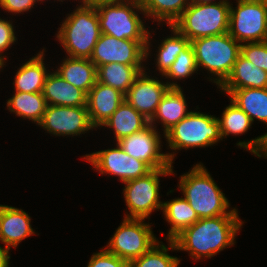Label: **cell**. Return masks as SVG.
Masks as SVG:
<instances>
[{
	"instance_id": "obj_15",
	"label": "cell",
	"mask_w": 267,
	"mask_h": 267,
	"mask_svg": "<svg viewBox=\"0 0 267 267\" xmlns=\"http://www.w3.org/2000/svg\"><path fill=\"white\" fill-rule=\"evenodd\" d=\"M149 124L143 130L122 138L117 143L130 156L142 160L151 169L173 168L167 153L162 152L161 134Z\"/></svg>"
},
{
	"instance_id": "obj_5",
	"label": "cell",
	"mask_w": 267,
	"mask_h": 267,
	"mask_svg": "<svg viewBox=\"0 0 267 267\" xmlns=\"http://www.w3.org/2000/svg\"><path fill=\"white\" fill-rule=\"evenodd\" d=\"M163 136L168 149L174 150L167 153L172 164L176 150L211 147L223 140L218 117L194 110Z\"/></svg>"
},
{
	"instance_id": "obj_23",
	"label": "cell",
	"mask_w": 267,
	"mask_h": 267,
	"mask_svg": "<svg viewBox=\"0 0 267 267\" xmlns=\"http://www.w3.org/2000/svg\"><path fill=\"white\" fill-rule=\"evenodd\" d=\"M149 120L124 101L109 119L101 126L111 129L116 143L124 137L143 130Z\"/></svg>"
},
{
	"instance_id": "obj_1",
	"label": "cell",
	"mask_w": 267,
	"mask_h": 267,
	"mask_svg": "<svg viewBox=\"0 0 267 267\" xmlns=\"http://www.w3.org/2000/svg\"><path fill=\"white\" fill-rule=\"evenodd\" d=\"M243 223L239 215L202 218L184 229L173 241L178 251L189 252L195 261L205 257L209 259L235 245V238Z\"/></svg>"
},
{
	"instance_id": "obj_20",
	"label": "cell",
	"mask_w": 267,
	"mask_h": 267,
	"mask_svg": "<svg viewBox=\"0 0 267 267\" xmlns=\"http://www.w3.org/2000/svg\"><path fill=\"white\" fill-rule=\"evenodd\" d=\"M182 88H169L149 121V124L155 128H157L155 124L161 121L164 135L191 112L188 111L186 96Z\"/></svg>"
},
{
	"instance_id": "obj_12",
	"label": "cell",
	"mask_w": 267,
	"mask_h": 267,
	"mask_svg": "<svg viewBox=\"0 0 267 267\" xmlns=\"http://www.w3.org/2000/svg\"><path fill=\"white\" fill-rule=\"evenodd\" d=\"M219 91L227 93L229 100L243 110L252 122L258 119L267 125V88L220 89ZM236 145L258 158H266L267 132L250 141H239Z\"/></svg>"
},
{
	"instance_id": "obj_39",
	"label": "cell",
	"mask_w": 267,
	"mask_h": 267,
	"mask_svg": "<svg viewBox=\"0 0 267 267\" xmlns=\"http://www.w3.org/2000/svg\"><path fill=\"white\" fill-rule=\"evenodd\" d=\"M85 3H93V2H96V1H99V0H83Z\"/></svg>"
},
{
	"instance_id": "obj_40",
	"label": "cell",
	"mask_w": 267,
	"mask_h": 267,
	"mask_svg": "<svg viewBox=\"0 0 267 267\" xmlns=\"http://www.w3.org/2000/svg\"><path fill=\"white\" fill-rule=\"evenodd\" d=\"M57 1H59V2H63V1H65V0H57ZM79 2H80L81 4L85 3L83 0H79Z\"/></svg>"
},
{
	"instance_id": "obj_4",
	"label": "cell",
	"mask_w": 267,
	"mask_h": 267,
	"mask_svg": "<svg viewBox=\"0 0 267 267\" xmlns=\"http://www.w3.org/2000/svg\"><path fill=\"white\" fill-rule=\"evenodd\" d=\"M93 4L98 13L101 34L116 39L148 41L150 30L146 29L138 14L145 16L140 0H99Z\"/></svg>"
},
{
	"instance_id": "obj_26",
	"label": "cell",
	"mask_w": 267,
	"mask_h": 267,
	"mask_svg": "<svg viewBox=\"0 0 267 267\" xmlns=\"http://www.w3.org/2000/svg\"><path fill=\"white\" fill-rule=\"evenodd\" d=\"M145 67L146 65L128 66L122 63L101 65L97 68V81L126 95L136 77L145 70Z\"/></svg>"
},
{
	"instance_id": "obj_13",
	"label": "cell",
	"mask_w": 267,
	"mask_h": 267,
	"mask_svg": "<svg viewBox=\"0 0 267 267\" xmlns=\"http://www.w3.org/2000/svg\"><path fill=\"white\" fill-rule=\"evenodd\" d=\"M117 147L99 150L85 154L83 159L87 160L94 170L102 175L109 174L117 176L121 182L145 176L152 169L142 160L128 155L118 143Z\"/></svg>"
},
{
	"instance_id": "obj_21",
	"label": "cell",
	"mask_w": 267,
	"mask_h": 267,
	"mask_svg": "<svg viewBox=\"0 0 267 267\" xmlns=\"http://www.w3.org/2000/svg\"><path fill=\"white\" fill-rule=\"evenodd\" d=\"M44 52L45 49L41 50L18 68L13 82L15 92L42 93L44 83L50 73L43 61L45 60Z\"/></svg>"
},
{
	"instance_id": "obj_28",
	"label": "cell",
	"mask_w": 267,
	"mask_h": 267,
	"mask_svg": "<svg viewBox=\"0 0 267 267\" xmlns=\"http://www.w3.org/2000/svg\"><path fill=\"white\" fill-rule=\"evenodd\" d=\"M145 16L158 22L172 25L190 5L191 0H140Z\"/></svg>"
},
{
	"instance_id": "obj_36",
	"label": "cell",
	"mask_w": 267,
	"mask_h": 267,
	"mask_svg": "<svg viewBox=\"0 0 267 267\" xmlns=\"http://www.w3.org/2000/svg\"><path fill=\"white\" fill-rule=\"evenodd\" d=\"M36 0H0V8L6 13L22 14L33 9Z\"/></svg>"
},
{
	"instance_id": "obj_11",
	"label": "cell",
	"mask_w": 267,
	"mask_h": 267,
	"mask_svg": "<svg viewBox=\"0 0 267 267\" xmlns=\"http://www.w3.org/2000/svg\"><path fill=\"white\" fill-rule=\"evenodd\" d=\"M151 33L148 41H135L116 39L115 37L101 34L90 60L98 68L109 63H122L128 66H144L143 62L151 55ZM151 45V46H150Z\"/></svg>"
},
{
	"instance_id": "obj_7",
	"label": "cell",
	"mask_w": 267,
	"mask_h": 267,
	"mask_svg": "<svg viewBox=\"0 0 267 267\" xmlns=\"http://www.w3.org/2000/svg\"><path fill=\"white\" fill-rule=\"evenodd\" d=\"M229 14L230 1L190 3L172 25L191 42L201 37L227 33Z\"/></svg>"
},
{
	"instance_id": "obj_22",
	"label": "cell",
	"mask_w": 267,
	"mask_h": 267,
	"mask_svg": "<svg viewBox=\"0 0 267 267\" xmlns=\"http://www.w3.org/2000/svg\"><path fill=\"white\" fill-rule=\"evenodd\" d=\"M57 74L71 85L83 90L86 94L97 81V67L90 59L66 57L62 60Z\"/></svg>"
},
{
	"instance_id": "obj_8",
	"label": "cell",
	"mask_w": 267,
	"mask_h": 267,
	"mask_svg": "<svg viewBox=\"0 0 267 267\" xmlns=\"http://www.w3.org/2000/svg\"><path fill=\"white\" fill-rule=\"evenodd\" d=\"M173 168L152 169L145 176L124 182L123 196L129 213L123 218L150 219L155 210H162L160 177L173 175Z\"/></svg>"
},
{
	"instance_id": "obj_25",
	"label": "cell",
	"mask_w": 267,
	"mask_h": 267,
	"mask_svg": "<svg viewBox=\"0 0 267 267\" xmlns=\"http://www.w3.org/2000/svg\"><path fill=\"white\" fill-rule=\"evenodd\" d=\"M162 211L165 220L170 225L165 237L167 240H173L184 229L199 220L197 213L184 197L164 201Z\"/></svg>"
},
{
	"instance_id": "obj_17",
	"label": "cell",
	"mask_w": 267,
	"mask_h": 267,
	"mask_svg": "<svg viewBox=\"0 0 267 267\" xmlns=\"http://www.w3.org/2000/svg\"><path fill=\"white\" fill-rule=\"evenodd\" d=\"M124 101L123 93L96 81L87 94L86 106L91 124L100 128Z\"/></svg>"
},
{
	"instance_id": "obj_14",
	"label": "cell",
	"mask_w": 267,
	"mask_h": 267,
	"mask_svg": "<svg viewBox=\"0 0 267 267\" xmlns=\"http://www.w3.org/2000/svg\"><path fill=\"white\" fill-rule=\"evenodd\" d=\"M54 136H79L96 130L91 124L87 107L47 105L41 122L37 125Z\"/></svg>"
},
{
	"instance_id": "obj_16",
	"label": "cell",
	"mask_w": 267,
	"mask_h": 267,
	"mask_svg": "<svg viewBox=\"0 0 267 267\" xmlns=\"http://www.w3.org/2000/svg\"><path fill=\"white\" fill-rule=\"evenodd\" d=\"M169 88L166 82L150 77L145 69L134 80L125 95V101L150 121Z\"/></svg>"
},
{
	"instance_id": "obj_30",
	"label": "cell",
	"mask_w": 267,
	"mask_h": 267,
	"mask_svg": "<svg viewBox=\"0 0 267 267\" xmlns=\"http://www.w3.org/2000/svg\"><path fill=\"white\" fill-rule=\"evenodd\" d=\"M168 247L161 241L156 242L142 256L132 260L130 267H178L181 259L169 255V249L178 251L173 240H168Z\"/></svg>"
},
{
	"instance_id": "obj_9",
	"label": "cell",
	"mask_w": 267,
	"mask_h": 267,
	"mask_svg": "<svg viewBox=\"0 0 267 267\" xmlns=\"http://www.w3.org/2000/svg\"><path fill=\"white\" fill-rule=\"evenodd\" d=\"M230 4L228 33L240 44L267 41V0Z\"/></svg>"
},
{
	"instance_id": "obj_33",
	"label": "cell",
	"mask_w": 267,
	"mask_h": 267,
	"mask_svg": "<svg viewBox=\"0 0 267 267\" xmlns=\"http://www.w3.org/2000/svg\"><path fill=\"white\" fill-rule=\"evenodd\" d=\"M241 55L267 72V41L241 44Z\"/></svg>"
},
{
	"instance_id": "obj_6",
	"label": "cell",
	"mask_w": 267,
	"mask_h": 267,
	"mask_svg": "<svg viewBox=\"0 0 267 267\" xmlns=\"http://www.w3.org/2000/svg\"><path fill=\"white\" fill-rule=\"evenodd\" d=\"M193 46L198 68H205L211 74L209 81L220 87L229 77L241 54V44L230 34L222 33L201 37L190 42Z\"/></svg>"
},
{
	"instance_id": "obj_3",
	"label": "cell",
	"mask_w": 267,
	"mask_h": 267,
	"mask_svg": "<svg viewBox=\"0 0 267 267\" xmlns=\"http://www.w3.org/2000/svg\"><path fill=\"white\" fill-rule=\"evenodd\" d=\"M56 38L68 57L90 59L101 35L99 18L93 3L77 5L64 18Z\"/></svg>"
},
{
	"instance_id": "obj_19",
	"label": "cell",
	"mask_w": 267,
	"mask_h": 267,
	"mask_svg": "<svg viewBox=\"0 0 267 267\" xmlns=\"http://www.w3.org/2000/svg\"><path fill=\"white\" fill-rule=\"evenodd\" d=\"M42 93L47 105L87 107V94L64 80L56 71L48 74Z\"/></svg>"
},
{
	"instance_id": "obj_29",
	"label": "cell",
	"mask_w": 267,
	"mask_h": 267,
	"mask_svg": "<svg viewBox=\"0 0 267 267\" xmlns=\"http://www.w3.org/2000/svg\"><path fill=\"white\" fill-rule=\"evenodd\" d=\"M171 31V35L160 40L157 54H155V66L158 69L160 75L163 76L173 62L176 60L178 54L183 51L190 41L186 36H183L173 25H167Z\"/></svg>"
},
{
	"instance_id": "obj_24",
	"label": "cell",
	"mask_w": 267,
	"mask_h": 267,
	"mask_svg": "<svg viewBox=\"0 0 267 267\" xmlns=\"http://www.w3.org/2000/svg\"><path fill=\"white\" fill-rule=\"evenodd\" d=\"M267 88V72L245 59L241 54L226 81L219 89Z\"/></svg>"
},
{
	"instance_id": "obj_35",
	"label": "cell",
	"mask_w": 267,
	"mask_h": 267,
	"mask_svg": "<svg viewBox=\"0 0 267 267\" xmlns=\"http://www.w3.org/2000/svg\"><path fill=\"white\" fill-rule=\"evenodd\" d=\"M92 254L87 267H130V262L110 253L105 248Z\"/></svg>"
},
{
	"instance_id": "obj_27",
	"label": "cell",
	"mask_w": 267,
	"mask_h": 267,
	"mask_svg": "<svg viewBox=\"0 0 267 267\" xmlns=\"http://www.w3.org/2000/svg\"><path fill=\"white\" fill-rule=\"evenodd\" d=\"M7 110L32 123L39 124L47 108L43 93L15 92L6 100Z\"/></svg>"
},
{
	"instance_id": "obj_2",
	"label": "cell",
	"mask_w": 267,
	"mask_h": 267,
	"mask_svg": "<svg viewBox=\"0 0 267 267\" xmlns=\"http://www.w3.org/2000/svg\"><path fill=\"white\" fill-rule=\"evenodd\" d=\"M178 188L199 219L220 215H238L237 208H230L229 200L217 186L202 162L180 176ZM230 208V209H229Z\"/></svg>"
},
{
	"instance_id": "obj_37",
	"label": "cell",
	"mask_w": 267,
	"mask_h": 267,
	"mask_svg": "<svg viewBox=\"0 0 267 267\" xmlns=\"http://www.w3.org/2000/svg\"><path fill=\"white\" fill-rule=\"evenodd\" d=\"M9 249L0 245V267H9L10 254Z\"/></svg>"
},
{
	"instance_id": "obj_10",
	"label": "cell",
	"mask_w": 267,
	"mask_h": 267,
	"mask_svg": "<svg viewBox=\"0 0 267 267\" xmlns=\"http://www.w3.org/2000/svg\"><path fill=\"white\" fill-rule=\"evenodd\" d=\"M145 220L124 218L104 248L128 262L142 256L159 241Z\"/></svg>"
},
{
	"instance_id": "obj_34",
	"label": "cell",
	"mask_w": 267,
	"mask_h": 267,
	"mask_svg": "<svg viewBox=\"0 0 267 267\" xmlns=\"http://www.w3.org/2000/svg\"><path fill=\"white\" fill-rule=\"evenodd\" d=\"M16 40L17 37L12 19L6 20L0 17V71L7 63V58L3 56V52L12 47L11 45L15 44Z\"/></svg>"
},
{
	"instance_id": "obj_32",
	"label": "cell",
	"mask_w": 267,
	"mask_h": 267,
	"mask_svg": "<svg viewBox=\"0 0 267 267\" xmlns=\"http://www.w3.org/2000/svg\"><path fill=\"white\" fill-rule=\"evenodd\" d=\"M218 120L222 139L227 138L230 134H245L253 124L250 117L231 100Z\"/></svg>"
},
{
	"instance_id": "obj_31",
	"label": "cell",
	"mask_w": 267,
	"mask_h": 267,
	"mask_svg": "<svg viewBox=\"0 0 267 267\" xmlns=\"http://www.w3.org/2000/svg\"><path fill=\"white\" fill-rule=\"evenodd\" d=\"M199 71L196 63L195 52L191 43L181 51L176 60L170 66L168 71L162 76L165 79L173 80L167 84L170 88H181L180 84L177 83V80H183L191 77L193 74ZM176 82H175V81Z\"/></svg>"
},
{
	"instance_id": "obj_18",
	"label": "cell",
	"mask_w": 267,
	"mask_h": 267,
	"mask_svg": "<svg viewBox=\"0 0 267 267\" xmlns=\"http://www.w3.org/2000/svg\"><path fill=\"white\" fill-rule=\"evenodd\" d=\"M35 234L31 217L23 209L0 204V242L9 250Z\"/></svg>"
},
{
	"instance_id": "obj_38",
	"label": "cell",
	"mask_w": 267,
	"mask_h": 267,
	"mask_svg": "<svg viewBox=\"0 0 267 267\" xmlns=\"http://www.w3.org/2000/svg\"><path fill=\"white\" fill-rule=\"evenodd\" d=\"M221 1H229V0H221ZM191 3L195 4L216 3V0H191Z\"/></svg>"
}]
</instances>
